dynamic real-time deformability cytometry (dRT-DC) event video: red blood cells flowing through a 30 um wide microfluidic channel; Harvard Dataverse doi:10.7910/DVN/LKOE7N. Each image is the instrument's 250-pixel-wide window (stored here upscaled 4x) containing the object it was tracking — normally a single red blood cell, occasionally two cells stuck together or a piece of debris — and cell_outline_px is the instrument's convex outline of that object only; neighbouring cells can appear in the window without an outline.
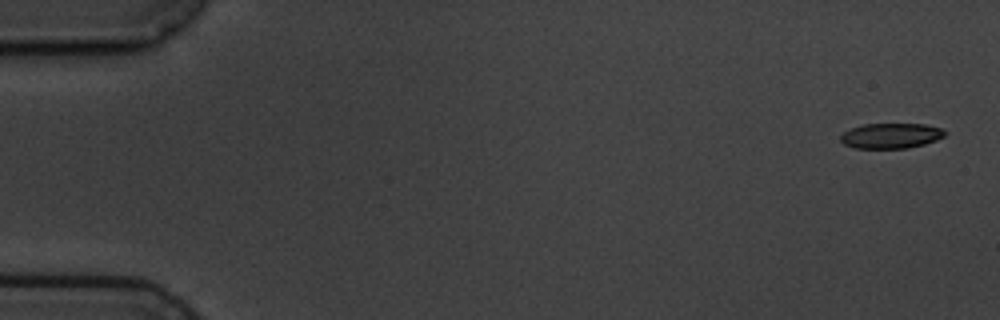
{"species": "common noctule bat (a hibernating species)", "species_latin": "Nyctalus noctula", "temperature_condition": "cold", "stored_images_in_passage": 5, "camera_frame_rate_fps": 3000, "um_per_image_px": 0.085, "animal": {"sex": "male", "body_mass_g": 19.5, "forearm_length_mm": 54.6}, "frame": {"image": 1, "passage_image": 1, "time_ms": 0.0, "image_size_px": [1000, 320], "cell_outline_px": [[948, 132], [944, 136], [936, 140], [924, 144], [908, 148], [856, 148], [844, 144], [840, 140], [840, 136], [844, 132], [852, 128], [864, 124], [924, 124], [940, 128]], "centroid_in_image_um": [75.74, 11.54], "position_along_channel_um": 9.3, "area_um2": 15.26}}
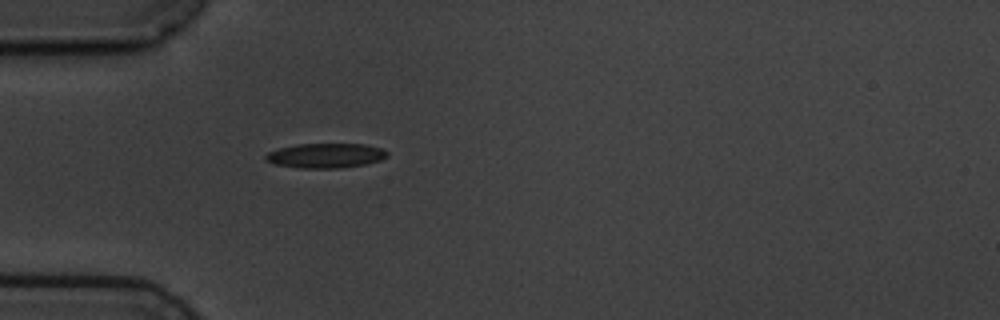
{"frame": {"image": 2, "passage_image": 5, "time_ms": 5.0, "image_size_px": [1000, 320], "cell_outline_px": [[388, 156], [380, 160], [364, 164], [340, 168], [300, 168], [276, 164], [264, 160], [264, 156], [268, 152], [280, 148], [296, 144], [364, 144], [384, 148], [388, 152]], "centroid_in_image_um": [27.69, 13.22], "position_along_channel_um": 57.3, "area_um2": 17.51}}